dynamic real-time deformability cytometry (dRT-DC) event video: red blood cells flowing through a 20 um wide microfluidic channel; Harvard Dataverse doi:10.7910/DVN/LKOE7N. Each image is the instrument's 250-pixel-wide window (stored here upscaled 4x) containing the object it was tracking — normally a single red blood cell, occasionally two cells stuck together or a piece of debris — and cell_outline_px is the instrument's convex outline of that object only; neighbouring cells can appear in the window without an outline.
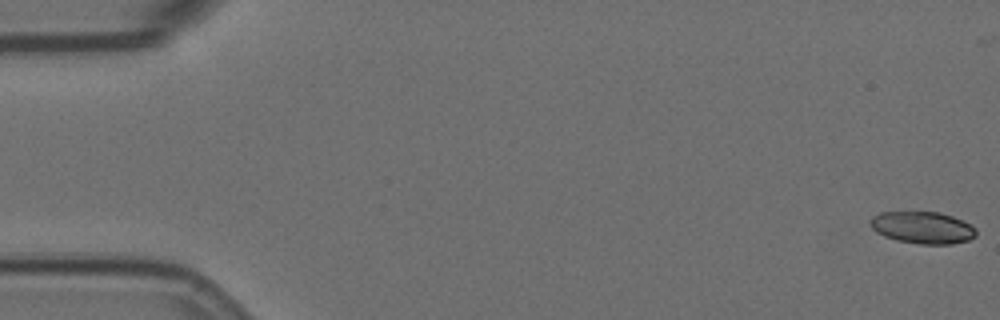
{"species": "Egyptian fruit bat (a non-hibernating species)", "species_latin": "Rousettus aegyptiacus", "temperature_condition": "room temperature", "stored_images_in_passage": 57, "camera_frame_rate_fps": 3000, "um_per_image_px": 0.085, "animal": {"sex": "female"}, "frame": {"image": 1, "passage_image": 1, "time_ms": 0.0, "image_size_px": [1000, 320], "cell_outline_px": [[976, 236], [968, 240], [952, 244], [920, 244], [896, 240], [884, 236], [876, 232], [872, 228], [868, 220], [872, 216], [880, 212], [940, 212], [964, 220], [976, 228]], "centroid_in_image_um": [78.42, 19.34], "position_along_channel_um": 6.6, "area_um2": 19.94}}
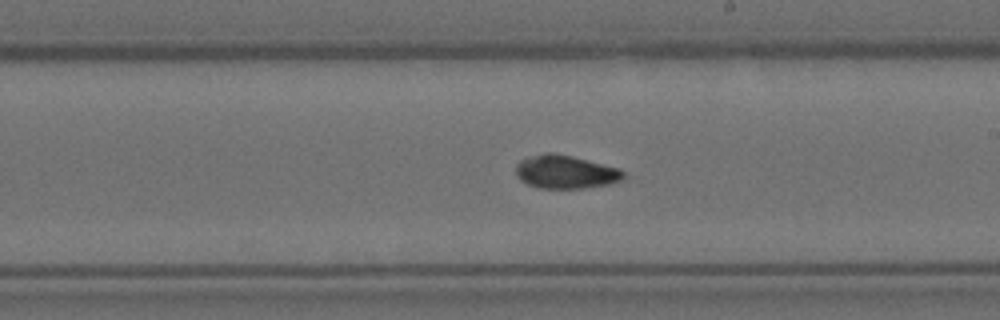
{"frame": {"image": 2, "passage_image": 33, "time_ms": 10.667, "image_size_px": [1000, 320], "cell_outline_px": [[624, 176], [620, 180], [608, 184], [584, 188], [540, 188], [528, 184], [520, 180], [516, 176], [516, 164], [520, 160], [544, 152], [552, 152], [572, 156], [620, 168], [624, 172]], "centroid_in_image_um": [48.05, 14.6], "position_along_channel_um": 241.0, "area_um2": 20.87}}
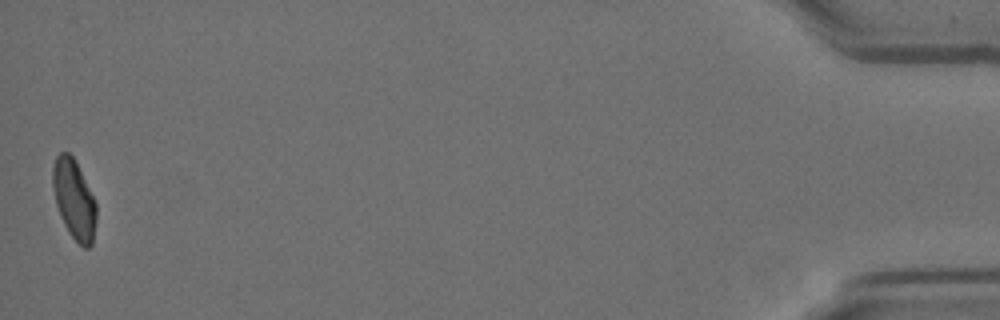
{"frame": {"image": 3, "passage_image": 57, "time_ms": 18.667, "image_size_px": [1000, 320], "cell_outline_px": [[96, 220], [92, 244], [88, 248], [84, 248], [68, 232], [60, 216], [56, 204], [52, 188], [52, 168], [56, 156], [60, 152], [68, 152], [72, 156], [96, 204]], "centroid_in_image_um": [6.27, 16.97], "position_along_channel_um": 428.9, "area_um2": 19.83}, "authors_computed_cell_mechanics": {"area_um2": 20.6346, "velocity_mm_per_s": 3.5615, "shape_relaxation_time_tau1_ms": 10.4726, "shape_relaxation_time_tau2_ms": 4.875, "deformation_change_tau1": 0.1584, "deformation_change_tau2": 0.0861}}